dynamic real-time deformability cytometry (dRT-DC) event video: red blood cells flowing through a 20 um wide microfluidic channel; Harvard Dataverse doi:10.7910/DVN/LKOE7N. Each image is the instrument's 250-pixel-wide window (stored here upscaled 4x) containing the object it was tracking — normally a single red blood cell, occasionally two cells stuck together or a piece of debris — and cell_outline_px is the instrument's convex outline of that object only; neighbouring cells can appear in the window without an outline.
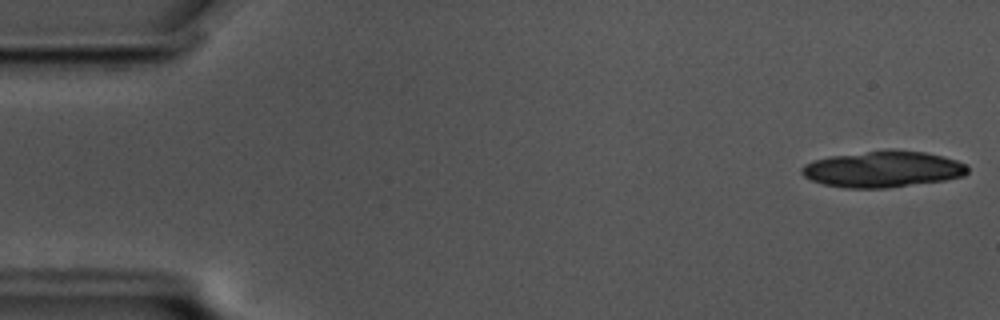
{"species": "common noctule bat (a hibernating species)", "species_latin": "Nyctalus noctula", "temperature_condition": "cold", "stored_images_in_passage": 20, "camera_frame_rate_fps": 3000, "um_per_image_px": 0.085, "animal": {"sex": "male", "body_mass_g": 17.5, "forearm_length_mm": 52.3}, "frame": {"image": 1, "passage_image": 1, "time_ms": 0.0, "image_size_px": [1000, 320], "cell_outline_px": [[968, 172], [964, 176], [944, 180], [884, 188], [848, 188], [824, 184], [812, 180], [804, 176], [800, 172], [800, 168], [804, 164], [812, 160], [828, 156], [888, 148], [924, 152], [944, 156], [968, 164]], "centroid_in_image_um": [75.03, 14.35], "position_along_channel_um": 10.0, "area_um2": 35.43}}